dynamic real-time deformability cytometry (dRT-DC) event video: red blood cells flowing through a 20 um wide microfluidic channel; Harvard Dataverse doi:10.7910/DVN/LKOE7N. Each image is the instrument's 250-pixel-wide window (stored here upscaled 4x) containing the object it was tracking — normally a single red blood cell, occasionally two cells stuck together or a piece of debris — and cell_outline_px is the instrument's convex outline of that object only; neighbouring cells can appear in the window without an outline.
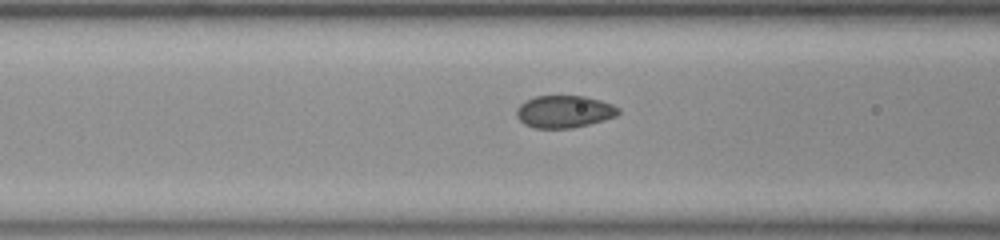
{"species": "common noctule bat (a hibernating species)", "species_latin": "Nyctalus noctula", "temperature_condition": "room temperature", "stored_images_in_passage": 12, "camera_frame_rate_fps": 3000, "um_per_image_px": 0.085, "animal": {"sex": "female", "body_mass_g": 23.0, "forearm_length_mm": 53.4}, "frame": {"image": 1, "passage_image": 10, "time_ms": 3.0, "image_size_px": [1000, 240], "cell_outline_px": [[620, 112], [616, 116], [604, 120], [572, 128], [536, 128], [524, 124], [516, 116], [516, 108], [524, 100], [536, 96], [584, 96], [600, 100], [612, 104], [620, 108]], "centroid_in_image_um": [47.95, 9.48], "position_along_channel_um": 118.7, "area_um2": 19.25}}